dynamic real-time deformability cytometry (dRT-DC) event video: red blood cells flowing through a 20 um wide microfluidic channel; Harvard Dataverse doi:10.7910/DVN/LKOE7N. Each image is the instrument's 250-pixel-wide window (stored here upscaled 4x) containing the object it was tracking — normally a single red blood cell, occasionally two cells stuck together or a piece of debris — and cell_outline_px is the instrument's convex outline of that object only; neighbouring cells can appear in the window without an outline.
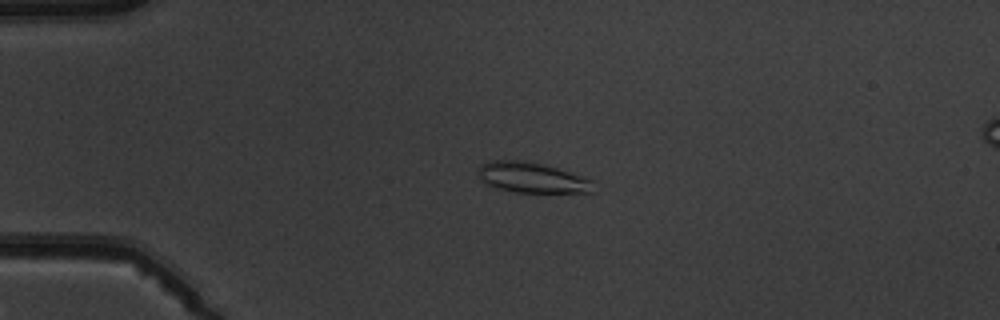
{"species": "common noctule bat (a hibernating species)", "species_latin": "Nyctalus noctula", "temperature_condition": "warm", "stored_images_in_passage": 5, "camera_frame_rate_fps": 3000, "um_per_image_px": 0.085, "animal": {"sex": "male", "body_mass_g": 19.5, "forearm_length_mm": 54.6}, "frame": {"image": 1, "passage_image": 3, "time_ms": 2.333, "image_size_px": [1000, 320], "cell_outline_px": [[596, 192], [516, 192], [500, 188], [488, 184], [480, 176], [480, 164], [488, 160], [520, 160], [540, 164], [556, 168], [596, 180]], "centroid_in_image_um": [45.32, 15.1], "position_along_channel_um": 39.7, "area_um2": 20.23}}
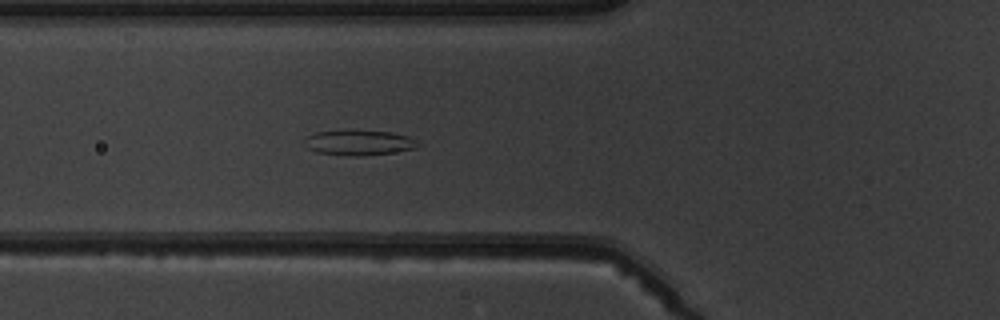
{"frame": {"image": 2, "passage_image": 5, "time_ms": 4.667, "image_size_px": [1000, 320], "cell_outline_px": [[420, 144], [416, 148], [392, 152], [364, 156], [348, 156], [316, 152], [308, 148], [308, 136], [316, 132], [348, 128], [392, 132], [408, 136], [416, 140]], "centroid_in_image_um": [30.54, 12.09], "position_along_channel_um": 95.3, "area_um2": 16.99}}